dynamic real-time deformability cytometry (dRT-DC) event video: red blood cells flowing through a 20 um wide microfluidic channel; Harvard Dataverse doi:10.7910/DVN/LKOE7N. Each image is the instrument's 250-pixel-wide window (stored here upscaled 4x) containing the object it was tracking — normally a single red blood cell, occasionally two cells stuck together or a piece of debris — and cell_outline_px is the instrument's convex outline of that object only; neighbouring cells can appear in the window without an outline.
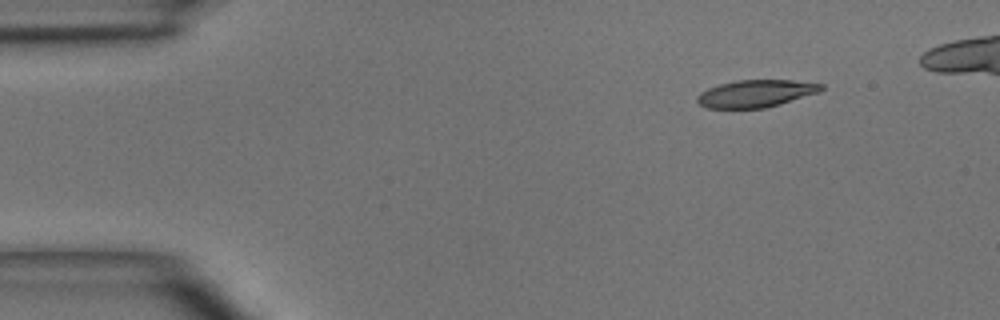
{"species": "common noctule bat (a hibernating species)", "species_latin": "Nyctalus noctula", "temperature_condition": "room temperature", "stored_images_in_passage": 2, "camera_frame_rate_fps": 3000, "um_per_image_px": 0.085, "animal": {"sex": "male", "body_mass_g": 15.6}, "frame": {"image": 1, "passage_image": 2, "time_ms": 2.0, "image_size_px": [1000, 320], "cell_outline_px": [[824, 88], [820, 92], [780, 104], [764, 108], [708, 108], [700, 104], [696, 100], [696, 96], [700, 92], [708, 88], [720, 84], [736, 80], [792, 80], [824, 84]], "centroid_in_image_um": [64.26, 7.94], "position_along_channel_um": 20.7, "area_um2": 19.77}}